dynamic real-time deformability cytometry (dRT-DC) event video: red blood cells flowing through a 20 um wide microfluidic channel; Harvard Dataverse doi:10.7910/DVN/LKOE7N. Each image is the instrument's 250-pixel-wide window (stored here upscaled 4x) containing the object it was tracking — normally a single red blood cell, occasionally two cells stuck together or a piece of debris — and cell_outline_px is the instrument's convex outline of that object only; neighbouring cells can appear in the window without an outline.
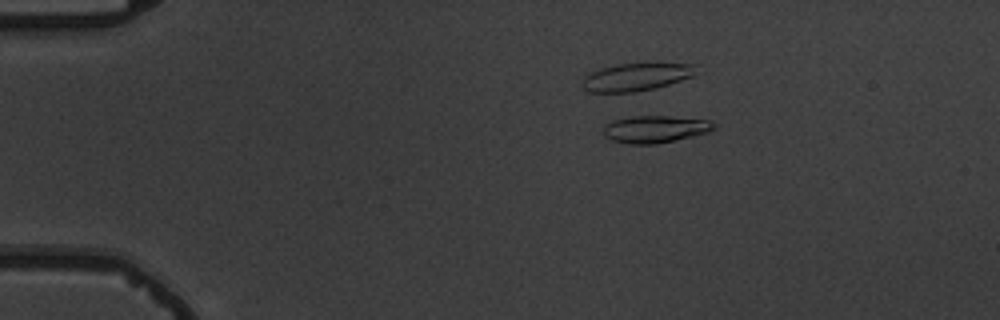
{"species": "common noctule bat (a hibernating species)", "species_latin": "Nyctalus noctula", "temperature_condition": "warm", "stored_images_in_passage": 3, "camera_frame_rate_fps": 3000, "um_per_image_px": 0.085, "animal": {"sex": "male", "body_mass_g": 19.5, "forearm_length_mm": 54.6}, "frame": {"image": 1, "passage_image": 1, "time_ms": 0.0, "image_size_px": [1000, 320], "cell_outline_px": [[716, 128], [708, 132], [692, 136], [656, 144], [628, 144], [612, 140], [604, 136], [604, 124], [612, 120], [632, 116], [668, 116], [712, 120], [716, 124]], "centroid_in_image_um": [55.69, 10.97], "position_along_channel_um": 29.3, "area_um2": 17.63}}